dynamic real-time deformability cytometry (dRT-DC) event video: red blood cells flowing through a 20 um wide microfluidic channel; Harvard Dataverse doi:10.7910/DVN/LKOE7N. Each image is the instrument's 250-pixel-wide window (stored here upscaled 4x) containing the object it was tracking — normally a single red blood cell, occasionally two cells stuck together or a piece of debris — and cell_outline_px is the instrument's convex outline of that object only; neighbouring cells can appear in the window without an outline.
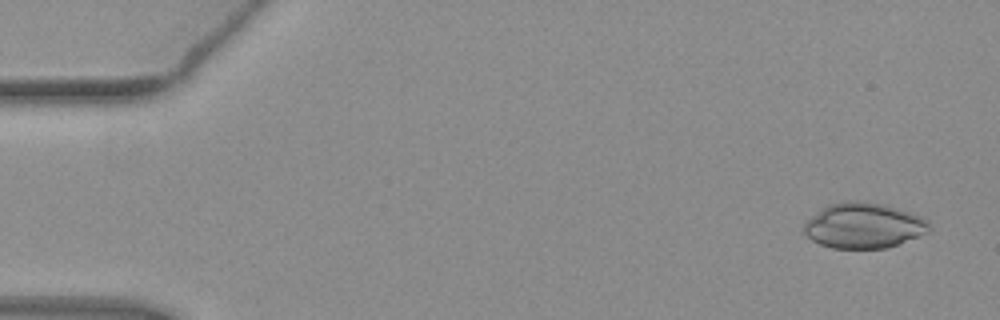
{"species": "common noctule bat (a hibernating species)", "species_latin": "Nyctalus noctula", "temperature_condition": "warm", "stored_images_in_passage": 52, "camera_frame_rate_fps": 3000, "um_per_image_px": 0.085, "animal": {"sex": "female", "body_mass_g": 19.3, "forearm_length_mm": 54.1}, "frame": {"image": 1, "passage_image": 3, "time_ms": 0.667, "image_size_px": [1000, 320], "cell_outline_px": [[932, 228], [928, 232], [920, 236], [884, 248], [832, 248], [820, 244], [812, 240], [800, 228], [812, 216], [828, 204], [848, 200], [860, 200], [880, 204], [896, 208], [920, 216], [928, 220]], "centroid_in_image_um": [73.4, 19.17], "position_along_channel_um": 11.6, "area_um2": 33.0}}